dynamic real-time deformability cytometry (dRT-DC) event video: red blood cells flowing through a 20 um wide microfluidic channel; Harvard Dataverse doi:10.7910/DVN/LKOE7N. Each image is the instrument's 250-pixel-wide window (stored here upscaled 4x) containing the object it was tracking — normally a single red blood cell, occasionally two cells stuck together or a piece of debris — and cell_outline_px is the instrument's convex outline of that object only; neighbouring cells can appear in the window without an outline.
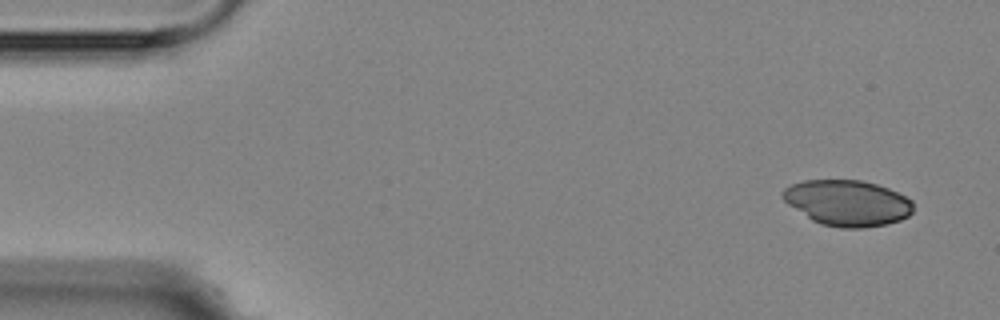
{"species": "Egyptian fruit bat (a non-hibernating species)", "species_latin": "Rousettus aegyptiacus", "temperature_condition": "room temperature", "stored_images_in_passage": 7, "segment_of_instrument_passage": [1, 2], "camera_frame_rate_fps": 3000, "um_per_image_px": 0.085, "animal": {"sex": "female"}, "frame": {"image": 1, "passage_image": 1, "time_ms": 0.0, "image_size_px": [1000, 320], "cell_outline_px": [[912, 212], [908, 216], [900, 220], [884, 224], [864, 228], [840, 228], [820, 224], [812, 220], [788, 204], [780, 196], [780, 192], [784, 188], [792, 184], [804, 180], [860, 180], [876, 184], [888, 188], [912, 200]], "centroid_in_image_um": [72.0, 17.25], "position_along_channel_um": 13.0, "area_um2": 34.8}}